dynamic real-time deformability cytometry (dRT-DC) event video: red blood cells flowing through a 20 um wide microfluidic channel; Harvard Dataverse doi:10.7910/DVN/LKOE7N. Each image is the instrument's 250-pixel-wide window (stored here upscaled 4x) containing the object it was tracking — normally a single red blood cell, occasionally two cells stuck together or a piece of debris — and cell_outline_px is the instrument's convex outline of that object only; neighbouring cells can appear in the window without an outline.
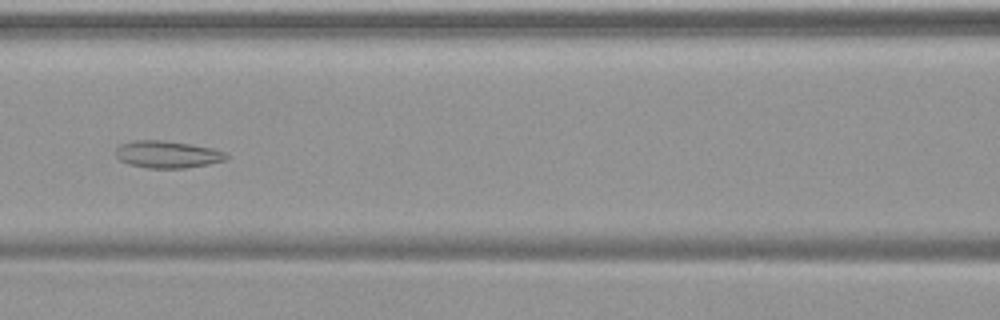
{"species": "common noctule bat (a hibernating species)", "species_latin": "Nyctalus noctula", "temperature_condition": "warm", "stored_images_in_passage": 53, "camera_frame_rate_fps": 3000, "um_per_image_px": 0.085, "animal": {"sex": "female", "body_mass_g": 19.9}, "frame": {"image": 1, "passage_image": 24, "time_ms": 7.667, "image_size_px": [1000, 320], "cell_outline_px": [[228, 156], [224, 160], [208, 164], [184, 168], [148, 168], [128, 164], [120, 160], [116, 156], [116, 148], [120, 144], [136, 140], [160, 140], [188, 144], [212, 148], [224, 152]], "centroid_in_image_um": [14.19, 13.13], "position_along_channel_um": 152.4, "area_um2": 17.28}}
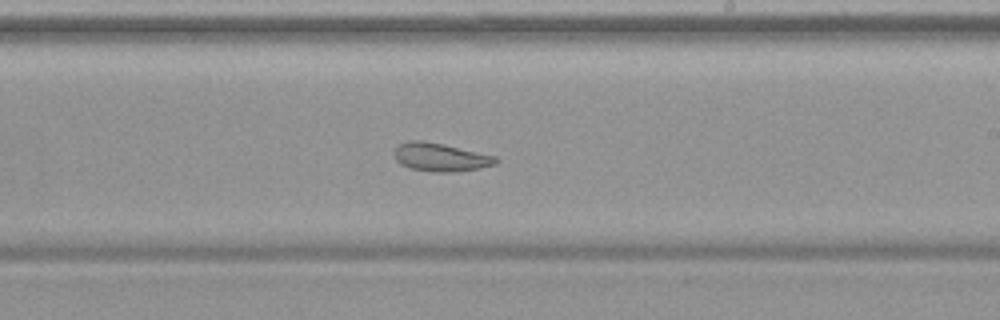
{"frame": {"image": 2, "passage_image": 32, "time_ms": 10.333, "image_size_px": [1000, 320], "cell_outline_px": [[500, 160], [496, 164], [480, 168], [456, 172], [432, 172], [412, 168], [400, 164], [396, 160], [396, 148], [400, 144], [408, 140], [420, 140], [444, 144], [496, 156]], "centroid_in_image_um": [37.49, 13.36], "position_along_channel_um": 251.5, "area_um2": 16.7}}
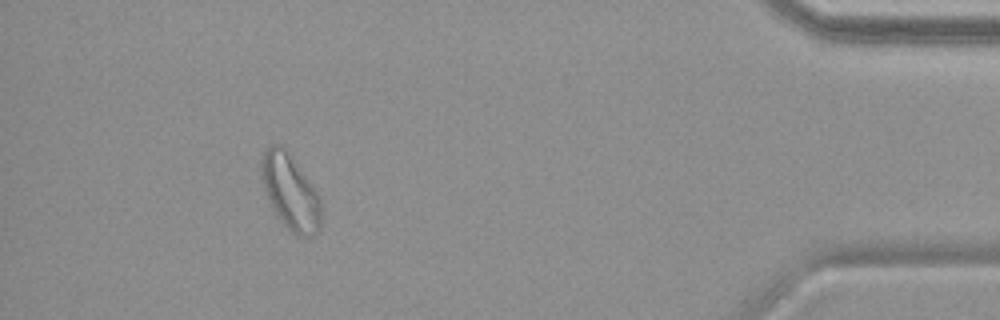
{"frame": {"image": 3, "passage_image": 49, "time_ms": 16.0, "image_size_px": [1000, 320], "cell_outline_px": [[320, 228], [316, 236], [300, 236], [292, 232], [284, 224], [272, 208], [268, 200], [264, 184], [260, 160], [264, 152], [272, 144], [280, 144], [288, 152], [316, 192], [320, 200]], "centroid_in_image_um": [24.68, 16.34], "position_along_channel_um": 410.5, "area_um2": 25.43}, "authors_computed_cell_mechanics": {"area_um2": 22.9466, "velocity_mm_per_s": 3.7496, "shape_relaxation_time_tau1_ms": null, "shape_relaxation_time_tau2_ms": 3.3014, "deformation_change_tau1": null, "deformation_change_tau2": 0.1189}}